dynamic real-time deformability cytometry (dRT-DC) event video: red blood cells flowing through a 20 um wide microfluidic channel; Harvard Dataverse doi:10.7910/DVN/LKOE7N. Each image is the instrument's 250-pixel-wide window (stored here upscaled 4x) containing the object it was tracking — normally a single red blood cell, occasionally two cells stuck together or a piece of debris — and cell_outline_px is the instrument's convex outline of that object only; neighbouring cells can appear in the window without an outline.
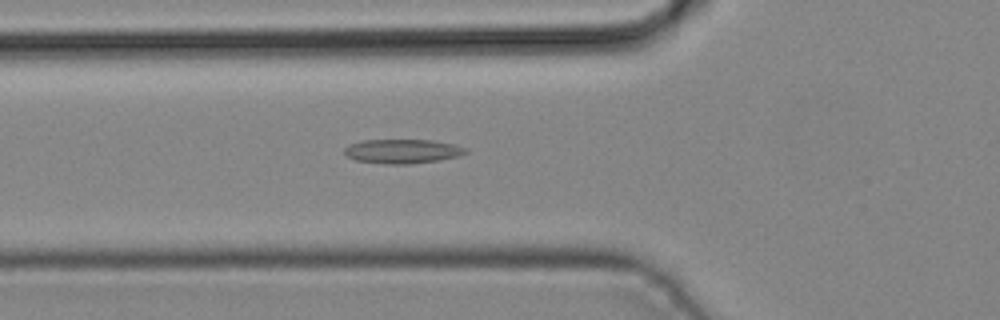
{"species": "common noctule bat (a hibernating species)", "species_latin": "Nyctalus noctula", "temperature_condition": "cold", "stored_images_in_passage": 44, "camera_frame_rate_fps": 3000, "um_per_image_px": 0.085, "animal": {"sex": "male", "body_mass_g": 19.2, "forearm_length_mm": 51.8}, "frame": {"image": 1, "passage_image": 16, "time_ms": 5.0, "image_size_px": [1000, 320], "cell_outline_px": [[468, 152], [460, 156], [412, 164], [384, 164], [356, 160], [348, 156], [344, 152], [344, 148], [348, 144], [364, 140], [432, 140], [452, 144], [468, 148]], "centroid_in_image_um": [34.21, 12.85], "position_along_channel_um": 91.6, "area_um2": 17.11}}
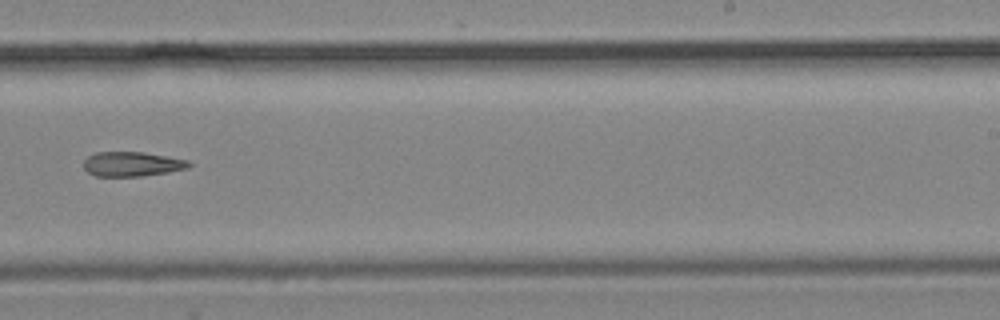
{"frame": {"image": 2, "passage_image": 28, "time_ms": 9.0, "image_size_px": [1000, 320], "cell_outline_px": [[192, 164], [188, 168], [168, 172], [140, 176], [96, 176], [88, 172], [84, 168], [84, 160], [88, 156], [96, 152], [144, 152], [188, 160]], "centroid_in_image_um": [11.22, 13.94], "position_along_channel_um": 277.8, "area_um2": 15.03}}
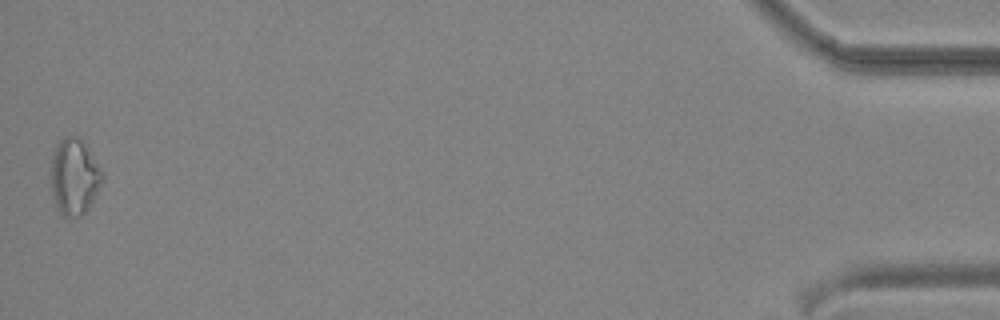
{"frame": {"image": 3, "passage_image": 44, "time_ms": 14.333, "image_size_px": [1000, 320], "cell_outline_px": [[104, 180], [88, 208], [80, 216], [64, 216], [60, 212], [52, 196], [52, 156], [60, 140], [64, 136], [80, 136], [104, 172]], "centroid_in_image_um": [6.35, 14.99], "position_along_channel_um": 428.8, "area_um2": 22.66}}